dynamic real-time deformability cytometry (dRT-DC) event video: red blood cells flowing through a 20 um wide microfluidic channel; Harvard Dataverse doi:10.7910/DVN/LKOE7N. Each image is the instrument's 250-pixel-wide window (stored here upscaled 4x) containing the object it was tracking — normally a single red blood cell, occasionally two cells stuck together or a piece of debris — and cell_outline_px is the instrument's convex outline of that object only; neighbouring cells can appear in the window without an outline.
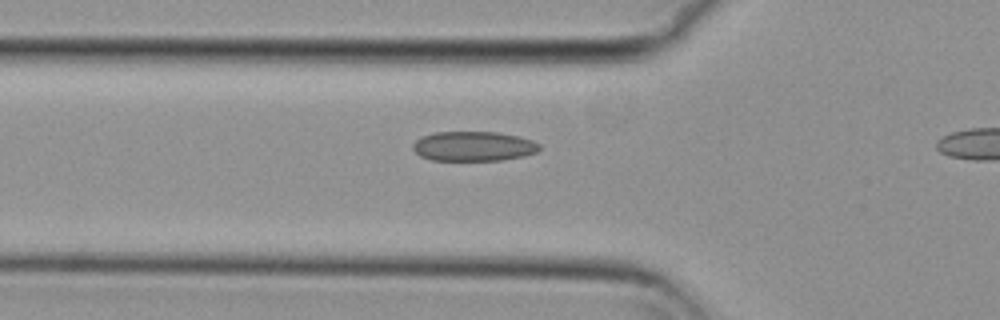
{"species": "common noctule bat (a hibernating species)", "species_latin": "Nyctalus noctula", "temperature_condition": "cold", "stored_images_in_passage": 15, "camera_frame_rate_fps": 3000, "um_per_image_px": 0.085, "animal": {"sex": "female", "body_mass_g": 29.2, "forearm_length_mm": 56.3}, "frame": {"image": 1, "passage_image": 13, "time_ms": 4.0, "image_size_px": [1000, 320], "cell_outline_px": [[540, 148], [536, 152], [524, 156], [500, 160], [432, 160], [420, 156], [412, 148], [412, 144], [416, 140], [424, 136], [436, 132], [496, 132], [520, 136], [532, 140], [540, 144]], "centroid_in_image_um": [40.26, 12.43], "position_along_channel_um": 85.5, "area_um2": 21.85}}